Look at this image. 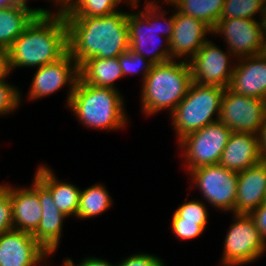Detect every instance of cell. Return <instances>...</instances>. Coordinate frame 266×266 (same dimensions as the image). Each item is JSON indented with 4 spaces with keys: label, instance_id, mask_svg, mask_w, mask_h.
Returning <instances> with one entry per match:
<instances>
[{
    "label": "cell",
    "instance_id": "1",
    "mask_svg": "<svg viewBox=\"0 0 266 266\" xmlns=\"http://www.w3.org/2000/svg\"><path fill=\"white\" fill-rule=\"evenodd\" d=\"M126 12L107 16H64L68 52L80 67L90 58L119 57L130 48Z\"/></svg>",
    "mask_w": 266,
    "mask_h": 266
},
{
    "label": "cell",
    "instance_id": "2",
    "mask_svg": "<svg viewBox=\"0 0 266 266\" xmlns=\"http://www.w3.org/2000/svg\"><path fill=\"white\" fill-rule=\"evenodd\" d=\"M43 9L14 41L9 52V68L44 66L68 52V29L60 11ZM53 14V15H52Z\"/></svg>",
    "mask_w": 266,
    "mask_h": 266
},
{
    "label": "cell",
    "instance_id": "3",
    "mask_svg": "<svg viewBox=\"0 0 266 266\" xmlns=\"http://www.w3.org/2000/svg\"><path fill=\"white\" fill-rule=\"evenodd\" d=\"M192 83L188 61L171 60L153 64L143 81L142 109L145 114H154L163 109L172 113L184 99Z\"/></svg>",
    "mask_w": 266,
    "mask_h": 266
},
{
    "label": "cell",
    "instance_id": "4",
    "mask_svg": "<svg viewBox=\"0 0 266 266\" xmlns=\"http://www.w3.org/2000/svg\"><path fill=\"white\" fill-rule=\"evenodd\" d=\"M68 106L84 125L94 129H118L127 122L117 88L95 87L78 78Z\"/></svg>",
    "mask_w": 266,
    "mask_h": 266
},
{
    "label": "cell",
    "instance_id": "5",
    "mask_svg": "<svg viewBox=\"0 0 266 266\" xmlns=\"http://www.w3.org/2000/svg\"><path fill=\"white\" fill-rule=\"evenodd\" d=\"M225 88L192 82L186 96L171 113L179 141L220 118ZM216 115L217 119L212 116Z\"/></svg>",
    "mask_w": 266,
    "mask_h": 266
},
{
    "label": "cell",
    "instance_id": "6",
    "mask_svg": "<svg viewBox=\"0 0 266 266\" xmlns=\"http://www.w3.org/2000/svg\"><path fill=\"white\" fill-rule=\"evenodd\" d=\"M153 2H147L145 5V10L141 11V13H128L127 14V23L129 28V43L130 49L135 53L140 54L142 57L146 58L147 54H151L152 56L149 57V60L153 64H161L168 61H171V54L169 48V40L172 37V33L174 30V22H175V14L169 17L167 24L165 27L162 26L161 22L159 23V19L163 20L165 11L162 9L161 15H156L157 8L160 5ZM162 16V17H161ZM158 19V20H157ZM155 20V21H154ZM166 28V29H165ZM145 30V31H144ZM158 31V32H157ZM162 33L163 35L166 34L165 39V49L164 48H156L152 49V51H144L145 45L149 43L152 44L151 46L157 45L160 40H158V34ZM156 38L157 42L154 40ZM152 41V42H150ZM149 42V43H148ZM155 44H154V43ZM147 43V44H146ZM159 46V45H158ZM155 46V47H158ZM151 47V48H152ZM162 49V50H161ZM155 50V51H153Z\"/></svg>",
    "mask_w": 266,
    "mask_h": 266
},
{
    "label": "cell",
    "instance_id": "7",
    "mask_svg": "<svg viewBox=\"0 0 266 266\" xmlns=\"http://www.w3.org/2000/svg\"><path fill=\"white\" fill-rule=\"evenodd\" d=\"M232 131L220 120L186 135L179 141L184 149L189 171L202 166L217 165ZM186 150V151H185Z\"/></svg>",
    "mask_w": 266,
    "mask_h": 266
},
{
    "label": "cell",
    "instance_id": "8",
    "mask_svg": "<svg viewBox=\"0 0 266 266\" xmlns=\"http://www.w3.org/2000/svg\"><path fill=\"white\" fill-rule=\"evenodd\" d=\"M233 215L236 216V220L227 232L222 258V263L226 266L249 263L260 257L266 250V243L249 214Z\"/></svg>",
    "mask_w": 266,
    "mask_h": 266
},
{
    "label": "cell",
    "instance_id": "9",
    "mask_svg": "<svg viewBox=\"0 0 266 266\" xmlns=\"http://www.w3.org/2000/svg\"><path fill=\"white\" fill-rule=\"evenodd\" d=\"M189 173L206 201L218 209L231 210L235 214L238 172L217 164L202 166Z\"/></svg>",
    "mask_w": 266,
    "mask_h": 266
},
{
    "label": "cell",
    "instance_id": "10",
    "mask_svg": "<svg viewBox=\"0 0 266 266\" xmlns=\"http://www.w3.org/2000/svg\"><path fill=\"white\" fill-rule=\"evenodd\" d=\"M266 115V100L236 94L225 89L219 120L232 132L258 135Z\"/></svg>",
    "mask_w": 266,
    "mask_h": 266
},
{
    "label": "cell",
    "instance_id": "11",
    "mask_svg": "<svg viewBox=\"0 0 266 266\" xmlns=\"http://www.w3.org/2000/svg\"><path fill=\"white\" fill-rule=\"evenodd\" d=\"M260 22L248 18L222 19L214 26L212 33L224 35L230 56L245 58L266 51L263 20Z\"/></svg>",
    "mask_w": 266,
    "mask_h": 266
},
{
    "label": "cell",
    "instance_id": "12",
    "mask_svg": "<svg viewBox=\"0 0 266 266\" xmlns=\"http://www.w3.org/2000/svg\"><path fill=\"white\" fill-rule=\"evenodd\" d=\"M228 53L206 41L195 56L188 61L192 82L199 85L228 88L234 67H229ZM231 68V69H230Z\"/></svg>",
    "mask_w": 266,
    "mask_h": 266
},
{
    "label": "cell",
    "instance_id": "13",
    "mask_svg": "<svg viewBox=\"0 0 266 266\" xmlns=\"http://www.w3.org/2000/svg\"><path fill=\"white\" fill-rule=\"evenodd\" d=\"M78 78L79 66L67 52L59 60L37 68L30 87L29 98L32 100L47 96L70 83V93L67 97L68 105Z\"/></svg>",
    "mask_w": 266,
    "mask_h": 266
},
{
    "label": "cell",
    "instance_id": "14",
    "mask_svg": "<svg viewBox=\"0 0 266 266\" xmlns=\"http://www.w3.org/2000/svg\"><path fill=\"white\" fill-rule=\"evenodd\" d=\"M49 254L30 233L12 229L0 235V266H34Z\"/></svg>",
    "mask_w": 266,
    "mask_h": 266
},
{
    "label": "cell",
    "instance_id": "15",
    "mask_svg": "<svg viewBox=\"0 0 266 266\" xmlns=\"http://www.w3.org/2000/svg\"><path fill=\"white\" fill-rule=\"evenodd\" d=\"M240 61L234 66L228 89L239 95L266 100V51Z\"/></svg>",
    "mask_w": 266,
    "mask_h": 266
},
{
    "label": "cell",
    "instance_id": "16",
    "mask_svg": "<svg viewBox=\"0 0 266 266\" xmlns=\"http://www.w3.org/2000/svg\"><path fill=\"white\" fill-rule=\"evenodd\" d=\"M207 33H212V29L202 20L176 11L174 30L169 40L172 60L186 55L191 60L208 40L205 38Z\"/></svg>",
    "mask_w": 266,
    "mask_h": 266
},
{
    "label": "cell",
    "instance_id": "17",
    "mask_svg": "<svg viewBox=\"0 0 266 266\" xmlns=\"http://www.w3.org/2000/svg\"><path fill=\"white\" fill-rule=\"evenodd\" d=\"M32 188L37 192L42 206L40 224L32 235L47 252L53 253L60 242L63 220L68 216L58 210L51 191L36 176Z\"/></svg>",
    "mask_w": 266,
    "mask_h": 266
},
{
    "label": "cell",
    "instance_id": "18",
    "mask_svg": "<svg viewBox=\"0 0 266 266\" xmlns=\"http://www.w3.org/2000/svg\"><path fill=\"white\" fill-rule=\"evenodd\" d=\"M266 202V162L238 172L235 214L246 213Z\"/></svg>",
    "mask_w": 266,
    "mask_h": 266
},
{
    "label": "cell",
    "instance_id": "19",
    "mask_svg": "<svg viewBox=\"0 0 266 266\" xmlns=\"http://www.w3.org/2000/svg\"><path fill=\"white\" fill-rule=\"evenodd\" d=\"M260 161L258 135L232 132L222 152L219 165L240 172Z\"/></svg>",
    "mask_w": 266,
    "mask_h": 266
},
{
    "label": "cell",
    "instance_id": "20",
    "mask_svg": "<svg viewBox=\"0 0 266 266\" xmlns=\"http://www.w3.org/2000/svg\"><path fill=\"white\" fill-rule=\"evenodd\" d=\"M12 202L13 229L33 234L42 218V206L37 192L31 188H14L3 185Z\"/></svg>",
    "mask_w": 266,
    "mask_h": 266
},
{
    "label": "cell",
    "instance_id": "21",
    "mask_svg": "<svg viewBox=\"0 0 266 266\" xmlns=\"http://www.w3.org/2000/svg\"><path fill=\"white\" fill-rule=\"evenodd\" d=\"M27 6V0H17L0 10V49L9 50L25 28L42 11Z\"/></svg>",
    "mask_w": 266,
    "mask_h": 266
},
{
    "label": "cell",
    "instance_id": "22",
    "mask_svg": "<svg viewBox=\"0 0 266 266\" xmlns=\"http://www.w3.org/2000/svg\"><path fill=\"white\" fill-rule=\"evenodd\" d=\"M35 176L51 191L54 204L66 216H77L81 190L76 185L59 182L51 169L40 166Z\"/></svg>",
    "mask_w": 266,
    "mask_h": 266
},
{
    "label": "cell",
    "instance_id": "23",
    "mask_svg": "<svg viewBox=\"0 0 266 266\" xmlns=\"http://www.w3.org/2000/svg\"><path fill=\"white\" fill-rule=\"evenodd\" d=\"M123 77L118 57L90 58L79 67V78L95 87L112 88L114 82Z\"/></svg>",
    "mask_w": 266,
    "mask_h": 266
},
{
    "label": "cell",
    "instance_id": "24",
    "mask_svg": "<svg viewBox=\"0 0 266 266\" xmlns=\"http://www.w3.org/2000/svg\"><path fill=\"white\" fill-rule=\"evenodd\" d=\"M123 0H65L59 11L64 16H107L116 11L117 5ZM130 4L133 3V0Z\"/></svg>",
    "mask_w": 266,
    "mask_h": 266
},
{
    "label": "cell",
    "instance_id": "25",
    "mask_svg": "<svg viewBox=\"0 0 266 266\" xmlns=\"http://www.w3.org/2000/svg\"><path fill=\"white\" fill-rule=\"evenodd\" d=\"M225 0H175L180 13L202 20L211 29L219 21Z\"/></svg>",
    "mask_w": 266,
    "mask_h": 266
},
{
    "label": "cell",
    "instance_id": "26",
    "mask_svg": "<svg viewBox=\"0 0 266 266\" xmlns=\"http://www.w3.org/2000/svg\"><path fill=\"white\" fill-rule=\"evenodd\" d=\"M110 197L104 186L100 184L81 190L76 217L84 219L100 215L111 206Z\"/></svg>",
    "mask_w": 266,
    "mask_h": 266
},
{
    "label": "cell",
    "instance_id": "27",
    "mask_svg": "<svg viewBox=\"0 0 266 266\" xmlns=\"http://www.w3.org/2000/svg\"><path fill=\"white\" fill-rule=\"evenodd\" d=\"M260 12L262 20L266 15V0H225L219 20L231 18L254 19Z\"/></svg>",
    "mask_w": 266,
    "mask_h": 266
},
{
    "label": "cell",
    "instance_id": "28",
    "mask_svg": "<svg viewBox=\"0 0 266 266\" xmlns=\"http://www.w3.org/2000/svg\"><path fill=\"white\" fill-rule=\"evenodd\" d=\"M120 67L122 68L123 76L128 74H136L142 68L143 81L151 70L153 63L148 59L135 53L130 48L118 57Z\"/></svg>",
    "mask_w": 266,
    "mask_h": 266
},
{
    "label": "cell",
    "instance_id": "29",
    "mask_svg": "<svg viewBox=\"0 0 266 266\" xmlns=\"http://www.w3.org/2000/svg\"><path fill=\"white\" fill-rule=\"evenodd\" d=\"M204 205L199 200H192L178 207L175 213L182 218V221L197 222V225H207L208 212Z\"/></svg>",
    "mask_w": 266,
    "mask_h": 266
},
{
    "label": "cell",
    "instance_id": "30",
    "mask_svg": "<svg viewBox=\"0 0 266 266\" xmlns=\"http://www.w3.org/2000/svg\"><path fill=\"white\" fill-rule=\"evenodd\" d=\"M171 222L176 237L183 240L198 237L206 228V225H197V222L182 221L175 212Z\"/></svg>",
    "mask_w": 266,
    "mask_h": 266
},
{
    "label": "cell",
    "instance_id": "31",
    "mask_svg": "<svg viewBox=\"0 0 266 266\" xmlns=\"http://www.w3.org/2000/svg\"><path fill=\"white\" fill-rule=\"evenodd\" d=\"M20 102V93L5 80L0 81V115L15 110Z\"/></svg>",
    "mask_w": 266,
    "mask_h": 266
},
{
    "label": "cell",
    "instance_id": "32",
    "mask_svg": "<svg viewBox=\"0 0 266 266\" xmlns=\"http://www.w3.org/2000/svg\"><path fill=\"white\" fill-rule=\"evenodd\" d=\"M12 202L8 190L0 185V235L13 229Z\"/></svg>",
    "mask_w": 266,
    "mask_h": 266
},
{
    "label": "cell",
    "instance_id": "33",
    "mask_svg": "<svg viewBox=\"0 0 266 266\" xmlns=\"http://www.w3.org/2000/svg\"><path fill=\"white\" fill-rule=\"evenodd\" d=\"M116 266H164V263L157 256L141 253L124 259Z\"/></svg>",
    "mask_w": 266,
    "mask_h": 266
},
{
    "label": "cell",
    "instance_id": "34",
    "mask_svg": "<svg viewBox=\"0 0 266 266\" xmlns=\"http://www.w3.org/2000/svg\"><path fill=\"white\" fill-rule=\"evenodd\" d=\"M249 216L253 219L261 238L266 243V202L251 210Z\"/></svg>",
    "mask_w": 266,
    "mask_h": 266
},
{
    "label": "cell",
    "instance_id": "35",
    "mask_svg": "<svg viewBox=\"0 0 266 266\" xmlns=\"http://www.w3.org/2000/svg\"><path fill=\"white\" fill-rule=\"evenodd\" d=\"M260 160L266 162V115L258 133Z\"/></svg>",
    "mask_w": 266,
    "mask_h": 266
},
{
    "label": "cell",
    "instance_id": "36",
    "mask_svg": "<svg viewBox=\"0 0 266 266\" xmlns=\"http://www.w3.org/2000/svg\"><path fill=\"white\" fill-rule=\"evenodd\" d=\"M8 73H10L9 52L6 49H0V81L5 80Z\"/></svg>",
    "mask_w": 266,
    "mask_h": 266
},
{
    "label": "cell",
    "instance_id": "37",
    "mask_svg": "<svg viewBox=\"0 0 266 266\" xmlns=\"http://www.w3.org/2000/svg\"><path fill=\"white\" fill-rule=\"evenodd\" d=\"M79 266H116V265H112L109 262L102 260V259L91 257V258L84 259L79 264Z\"/></svg>",
    "mask_w": 266,
    "mask_h": 266
},
{
    "label": "cell",
    "instance_id": "38",
    "mask_svg": "<svg viewBox=\"0 0 266 266\" xmlns=\"http://www.w3.org/2000/svg\"><path fill=\"white\" fill-rule=\"evenodd\" d=\"M17 0H0V10L6 8L7 6H11Z\"/></svg>",
    "mask_w": 266,
    "mask_h": 266
},
{
    "label": "cell",
    "instance_id": "39",
    "mask_svg": "<svg viewBox=\"0 0 266 266\" xmlns=\"http://www.w3.org/2000/svg\"><path fill=\"white\" fill-rule=\"evenodd\" d=\"M263 32H264V44L266 46V15L265 18L263 19Z\"/></svg>",
    "mask_w": 266,
    "mask_h": 266
},
{
    "label": "cell",
    "instance_id": "40",
    "mask_svg": "<svg viewBox=\"0 0 266 266\" xmlns=\"http://www.w3.org/2000/svg\"><path fill=\"white\" fill-rule=\"evenodd\" d=\"M64 266H76L71 259H65ZM79 266V265H77Z\"/></svg>",
    "mask_w": 266,
    "mask_h": 266
},
{
    "label": "cell",
    "instance_id": "41",
    "mask_svg": "<svg viewBox=\"0 0 266 266\" xmlns=\"http://www.w3.org/2000/svg\"><path fill=\"white\" fill-rule=\"evenodd\" d=\"M175 0H166V2L170 3L171 5H173ZM138 4V0H133V3L131 4L134 8L137 6Z\"/></svg>",
    "mask_w": 266,
    "mask_h": 266
},
{
    "label": "cell",
    "instance_id": "42",
    "mask_svg": "<svg viewBox=\"0 0 266 266\" xmlns=\"http://www.w3.org/2000/svg\"><path fill=\"white\" fill-rule=\"evenodd\" d=\"M55 1H56L57 3L59 2L58 5L60 4V6H61L65 0H54V2H55Z\"/></svg>",
    "mask_w": 266,
    "mask_h": 266
}]
</instances>
